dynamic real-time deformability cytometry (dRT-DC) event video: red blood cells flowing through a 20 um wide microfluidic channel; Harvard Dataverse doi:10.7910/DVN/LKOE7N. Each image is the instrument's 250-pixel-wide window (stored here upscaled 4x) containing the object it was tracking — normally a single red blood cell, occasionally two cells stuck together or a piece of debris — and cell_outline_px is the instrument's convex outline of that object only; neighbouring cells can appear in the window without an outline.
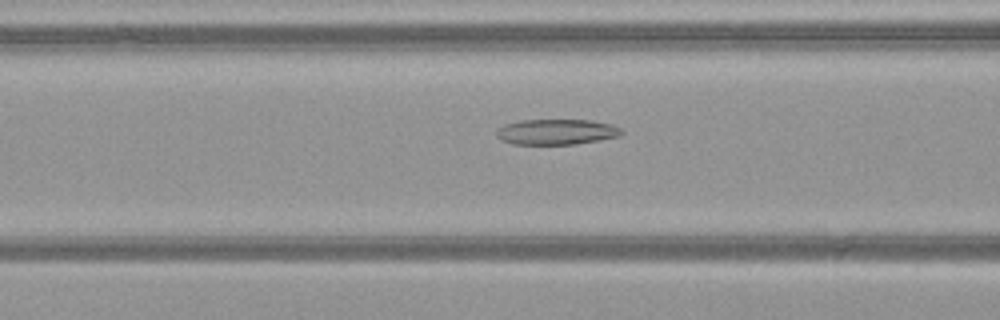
{"species": "common noctule bat (a hibernating species)", "species_latin": "Nyctalus noctula", "temperature_condition": "warm", "stored_images_in_passage": 52, "camera_frame_rate_fps": 3000, "um_per_image_px": 0.085, "animal": {"sex": "female", "body_mass_g": 21.9}, "frame": {"image": 1, "passage_image": 22, "time_ms": 7.0, "image_size_px": [1000, 320], "cell_outline_px": [[624, 132], [620, 136], [600, 140], [576, 144], [512, 144], [500, 140], [496, 136], [496, 128], [504, 124], [520, 120], [592, 120], [612, 124], [620, 128]], "centroid_in_image_um": [47.28, 11.21], "position_along_channel_um": 119.3, "area_um2": 18.84}}
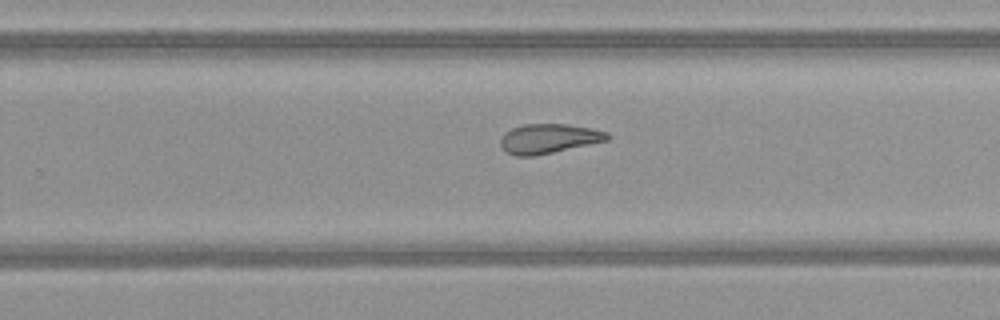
{"frame": {"image": 2, "passage_image": 34, "time_ms": 11.0, "image_size_px": [1000, 320], "cell_outline_px": [[612, 136], [608, 140], [552, 152], [532, 156], [516, 156], [504, 152], [500, 144], [500, 140], [504, 132], [512, 128], [524, 124], [568, 124], [592, 128], [608, 132]], "centroid_in_image_um": [46.62, 11.77], "position_along_channel_um": 283.2, "area_um2": 18.44}}
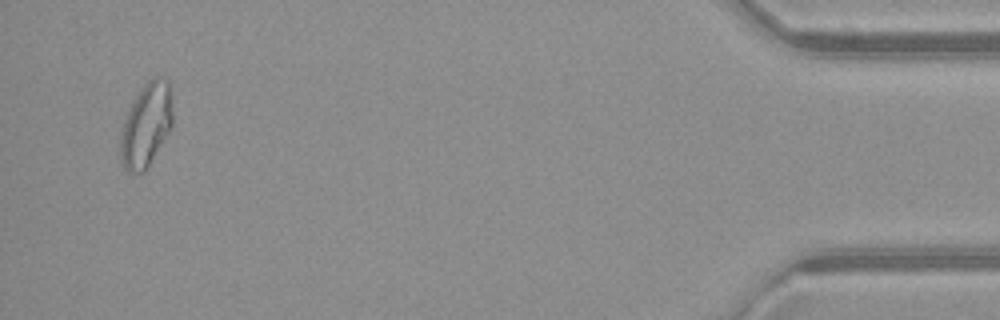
{"frame": {"image": 3, "passage_image": 50, "time_ms": 16.333, "image_size_px": [1000, 320], "cell_outline_px": [[172, 124], [168, 132], [144, 172], [132, 176], [124, 168], [120, 152], [120, 136], [124, 120], [132, 100], [140, 88], [148, 80], [156, 76], [160, 76], [168, 80], [172, 88]], "centroid_in_image_um": [12.42, 10.59], "position_along_channel_um": 422.8, "area_um2": 25.72}, "authors_computed_cell_mechanics": {"area_um2": 21.8195, "velocity_mm_per_s": 4.0959, "shape_relaxation_time_tau1_ms": null, "shape_relaxation_time_tau2_ms": 2.4883, "deformation_change_tau1": null, "deformation_change_tau2": 0.1022}}